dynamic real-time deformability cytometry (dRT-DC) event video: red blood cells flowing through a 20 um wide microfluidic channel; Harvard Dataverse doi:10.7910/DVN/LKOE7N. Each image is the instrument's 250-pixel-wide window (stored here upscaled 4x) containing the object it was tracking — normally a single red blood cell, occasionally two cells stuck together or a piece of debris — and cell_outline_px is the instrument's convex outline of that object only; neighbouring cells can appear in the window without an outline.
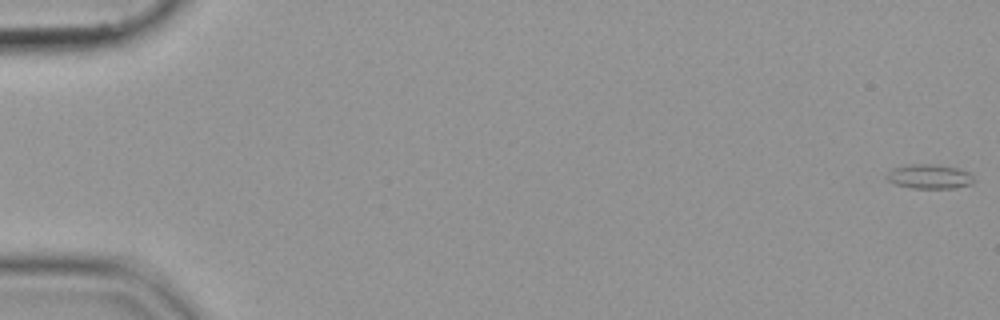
{"species": "common noctule bat (a hibernating species)", "species_latin": "Nyctalus noctula", "temperature_condition": "cold", "stored_images_in_passage": 55, "camera_frame_rate_fps": 3000, "um_per_image_px": 0.085, "animal": {"sex": "female", "body_mass_g": 19.9}, "frame": {"image": 1, "passage_image": 1, "time_ms": 0.0, "image_size_px": [1000, 320], "cell_outline_px": [[972, 184], [956, 188], [912, 188], [896, 184], [888, 180], [888, 172], [892, 168], [908, 164], [928, 164], [956, 168], [968, 172], [972, 176]], "centroid_in_image_um": [78.98, 15.01], "position_along_channel_um": 6.0, "area_um2": 12.14}}
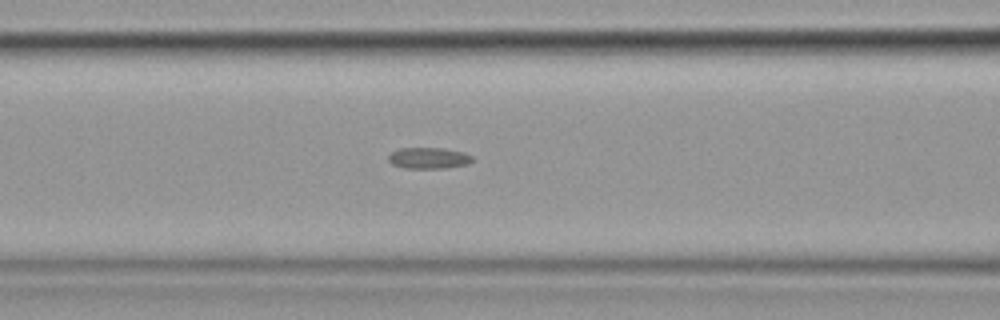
{"frame": {"image": 2, "passage_image": 24, "time_ms": 7.667, "image_size_px": [1000, 320], "cell_outline_px": [[472, 160], [468, 164], [444, 168], [404, 168], [392, 164], [388, 160], [388, 156], [392, 152], [400, 148], [444, 148], [464, 152], [472, 156]], "centroid_in_image_um": [36.43, 13.43], "position_along_channel_um": 130.2, "area_um2": 10.35}}
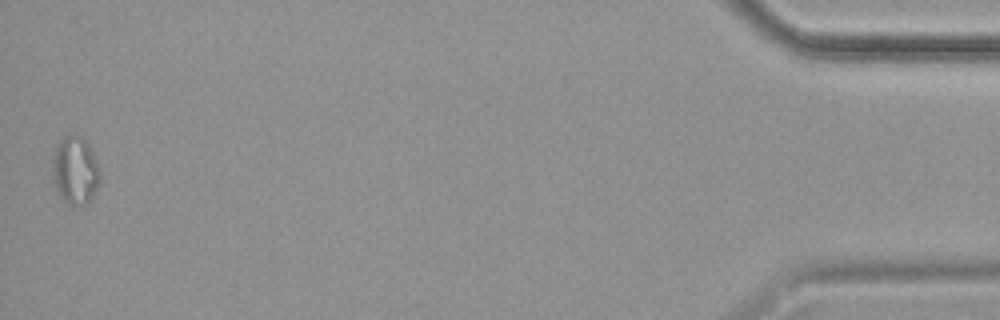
{"frame": {"image": 3, "passage_image": 55, "time_ms": 18.0, "image_size_px": [1000, 320], "cell_outline_px": [[100, 180], [92, 196], [84, 204], [68, 204], [56, 192], [52, 176], [52, 160], [56, 144], [64, 136], [80, 136], [88, 144], [100, 168]], "centroid_in_image_um": [6.36, 14.48], "position_along_channel_um": 428.8, "area_um2": 18.67}}